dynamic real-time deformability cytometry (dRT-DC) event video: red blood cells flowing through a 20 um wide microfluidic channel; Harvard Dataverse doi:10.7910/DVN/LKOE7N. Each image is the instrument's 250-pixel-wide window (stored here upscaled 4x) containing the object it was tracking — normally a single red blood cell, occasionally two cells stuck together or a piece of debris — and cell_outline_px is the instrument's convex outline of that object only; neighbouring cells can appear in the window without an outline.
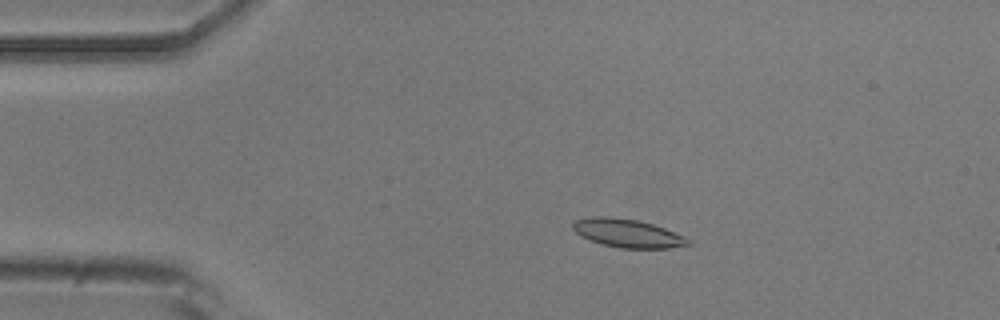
{"species": "common noctule bat (a hibernating species)", "species_latin": "Nyctalus noctula", "temperature_condition": "room temperature", "stored_images_in_passage": 5, "camera_frame_rate_fps": 3000, "um_per_image_px": 0.085, "animal": {"sex": "male", "body_mass_g": 20.5, "forearm_length_mm": 52.5}, "frame": {"image": 1, "passage_image": 2, "time_ms": 1.0, "image_size_px": [1000, 320], "cell_outline_px": [[692, 244], [672, 248], [620, 248], [600, 244], [588, 240], [580, 236], [572, 228], [572, 224], [576, 220], [592, 216], [608, 216], [636, 220], [652, 224], [664, 228], [684, 236], [692, 240]], "centroid_in_image_um": [53.34, 19.83], "position_along_channel_um": 31.7, "area_um2": 19.19}}
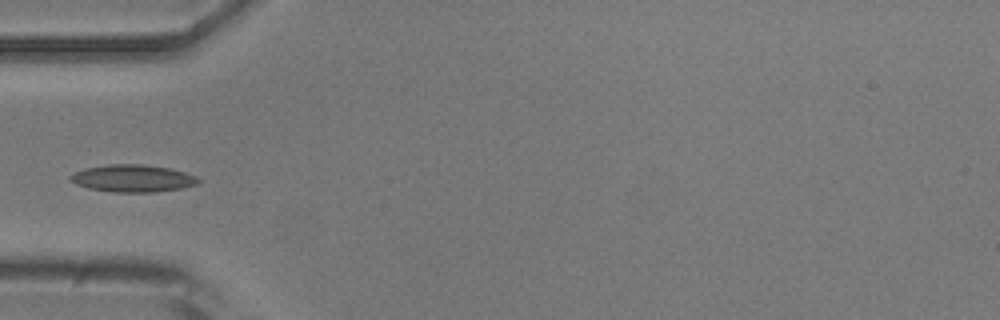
{"frame": {"image": 2, "passage_image": 4, "time_ms": 3.333, "image_size_px": [1000, 320], "cell_outline_px": [[200, 180], [196, 184], [180, 188], [156, 192], [112, 192], [88, 188], [76, 184], [68, 180], [68, 176], [84, 168], [108, 164], [144, 164], [168, 168], [184, 172], [196, 176]], "centroid_in_image_um": [11.23, 15.16], "position_along_channel_um": 73.8, "area_um2": 20.35}}
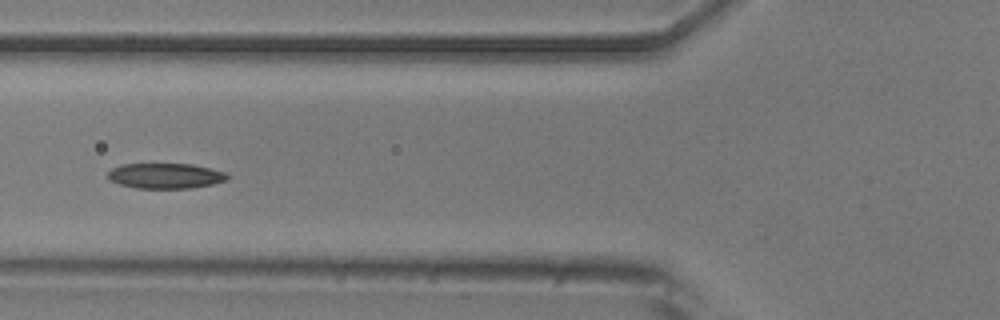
{"frame": {"image": 3, "passage_image": 5, "time_ms": 4.333, "image_size_px": [1000, 320], "cell_outline_px": [[228, 180], [212, 184], [192, 188], [136, 188], [120, 184], [108, 180], [108, 172], [112, 168], [120, 164], [192, 164], [228, 172]], "centroid_in_image_um": [14.07, 14.94], "position_along_channel_um": 111.7, "area_um2": 17.74}}